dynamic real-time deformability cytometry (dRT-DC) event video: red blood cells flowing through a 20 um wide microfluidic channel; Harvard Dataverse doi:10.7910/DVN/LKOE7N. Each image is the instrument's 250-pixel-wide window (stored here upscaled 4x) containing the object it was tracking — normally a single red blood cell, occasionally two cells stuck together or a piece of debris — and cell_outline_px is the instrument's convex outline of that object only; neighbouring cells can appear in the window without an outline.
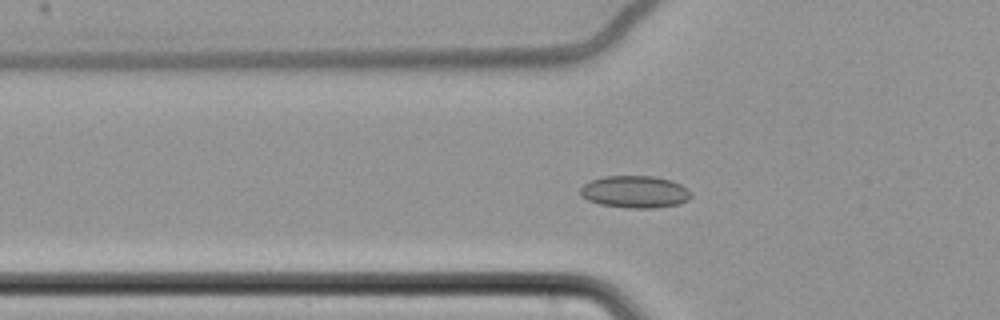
{"species": "common noctule bat (a hibernating species)", "species_latin": "Nyctalus noctula", "temperature_condition": "cold", "stored_images_in_passage": 64, "camera_frame_rate_fps": 3000, "um_per_image_px": 0.085, "animal": {"sex": "female", "body_mass_g": 22.7, "forearm_length_mm": 54.2}, "frame": {"image": 1, "passage_image": 24, "time_ms": 7.667, "image_size_px": [1000, 320], "cell_outline_px": [[692, 196], [688, 200], [680, 204], [656, 208], [628, 208], [600, 204], [588, 200], [580, 196], [580, 188], [584, 184], [592, 180], [604, 176], [656, 176], [672, 180], [680, 184]], "centroid_in_image_um": [53.96, 16.31], "position_along_channel_um": 71.8, "area_um2": 20.81}}
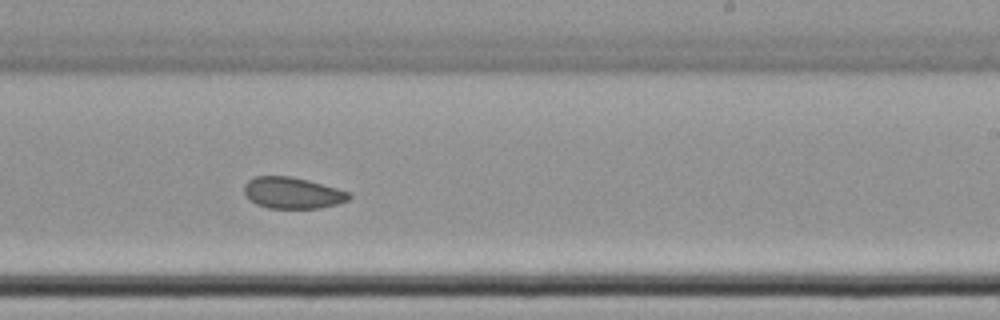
{"frame": {"image": 2, "passage_image": 41, "time_ms": 13.333, "image_size_px": [1000, 320], "cell_outline_px": [[352, 196], [348, 200], [336, 204], [320, 208], [268, 208], [256, 204], [248, 200], [244, 192], [244, 184], [248, 180], [256, 176], [292, 176], [308, 180], [336, 188], [348, 192]], "centroid_in_image_um": [24.82, 16.4], "position_along_channel_um": 264.2, "area_um2": 19.19}}
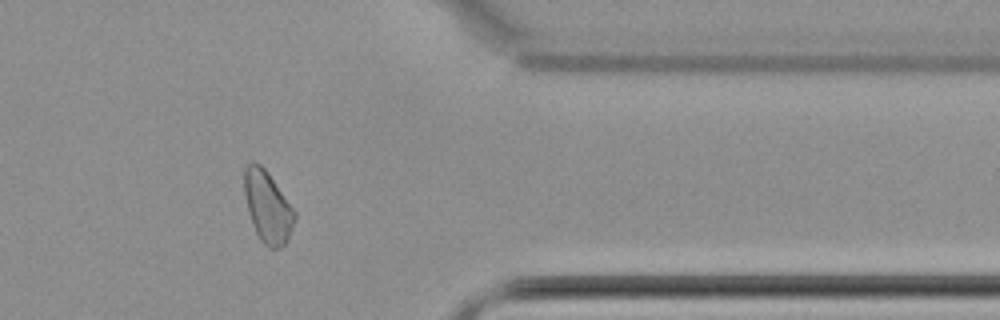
{"frame": {"image": 3, "passage_image": 53, "time_ms": 17.333, "image_size_px": [1000, 320], "cell_outline_px": [[296, 216], [288, 236], [284, 244], [280, 248], [268, 248], [260, 240], [256, 232], [248, 212], [244, 192], [244, 168], [252, 160], [260, 164], [264, 168], [296, 212]], "centroid_in_image_um": [22.72, 17.57], "position_along_channel_um": 388.7, "area_um2": 20.63}, "authors_computed_cell_mechanics": {"area_um2": 20.6057, "velocity_mm_per_s": 3.438, "shape_relaxation_time_tau1_ms": null, "shape_relaxation_time_tau2_ms": 3.6376, "deformation_change_tau1": null, "deformation_change_tau2": 0.0694}}